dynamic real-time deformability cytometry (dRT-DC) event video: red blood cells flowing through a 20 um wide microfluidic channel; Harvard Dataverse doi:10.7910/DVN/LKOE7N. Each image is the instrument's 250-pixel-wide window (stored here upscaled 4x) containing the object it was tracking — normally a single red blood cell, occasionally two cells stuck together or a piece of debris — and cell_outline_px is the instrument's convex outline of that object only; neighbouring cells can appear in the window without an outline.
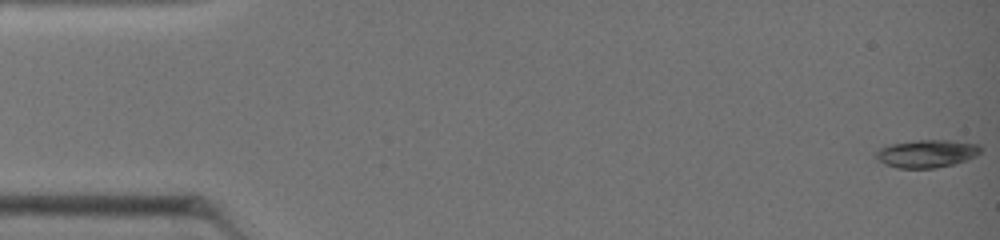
{"species": "common noctule bat (a hibernating species)", "species_latin": "Nyctalus noctula", "temperature_condition": "warm", "stored_images_in_passage": 2, "camera_frame_rate_fps": 3000, "um_per_image_px": 0.085, "animal": {"sex": "female", "body_mass_g": 19.0, "forearm_length_mm": 51.5}, "frame": {"image": 1, "passage_image": 1, "time_ms": 0.0, "image_size_px": [1000, 240], "cell_outline_px": [[980, 152], [976, 156], [952, 164], [936, 168], [896, 168], [884, 164], [876, 156], [876, 152], [880, 148], [892, 144], [916, 140], [948, 140], [980, 144]], "centroid_in_image_um": [78.78, 13.05], "position_along_channel_um": 6.2, "area_um2": 16.76}}